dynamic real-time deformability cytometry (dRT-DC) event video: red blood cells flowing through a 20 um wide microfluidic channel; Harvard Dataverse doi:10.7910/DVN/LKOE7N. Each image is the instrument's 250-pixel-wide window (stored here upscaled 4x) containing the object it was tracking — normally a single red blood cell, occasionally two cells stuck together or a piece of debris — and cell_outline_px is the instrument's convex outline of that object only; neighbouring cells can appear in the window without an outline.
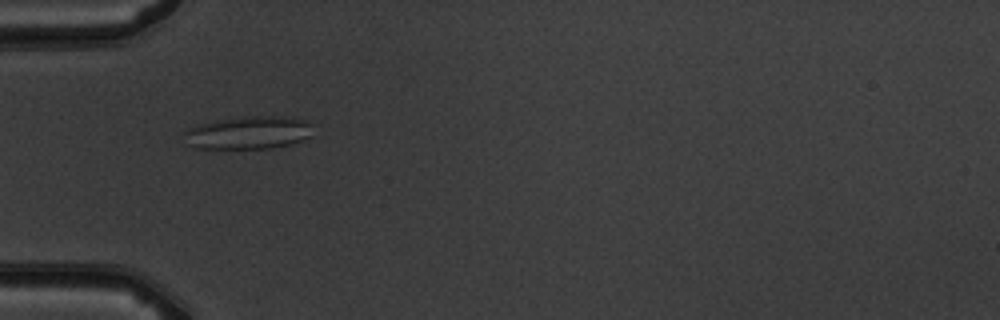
{"species": "common noctule bat (a hibernating species)", "species_latin": "Nyctalus noctula", "temperature_condition": "warm", "stored_images_in_passage": 8, "camera_frame_rate_fps": 3000, "um_per_image_px": 0.085, "animal": {"sex": "male", "body_mass_g": 19.5, "forearm_length_mm": 54.6}, "frame": {"image": 1, "passage_image": 5, "time_ms": 4.667, "image_size_px": [1000, 320], "cell_outline_px": [[312, 136], [292, 144], [272, 148], [196, 148], [188, 144], [184, 132], [200, 124], [212, 120], [240, 116], [292, 116], [304, 120], [308, 124]], "centroid_in_image_um": [21.14, 11.26], "position_along_channel_um": 63.9, "area_um2": 24.68}}
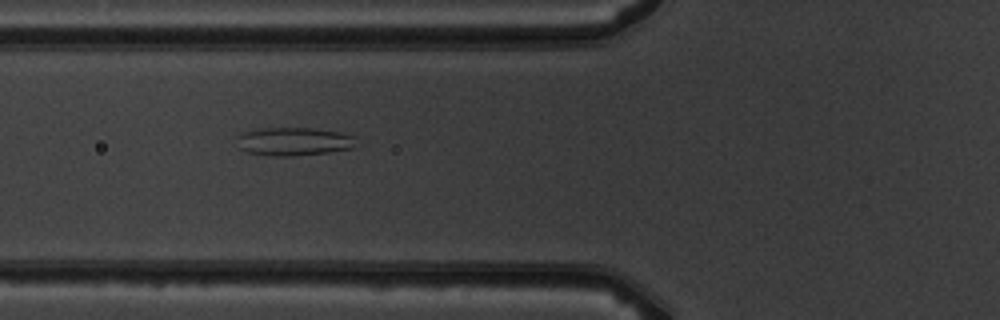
{"frame": {"image": 2, "passage_image": 6, "time_ms": 5.667, "image_size_px": [1000, 320], "cell_outline_px": [[356, 148], [328, 152], [292, 156], [272, 156], [248, 152], [240, 148], [236, 136], [240, 132], [256, 128], [312, 128], [340, 132], [356, 136]], "centroid_in_image_um": [24.98, 12.01], "position_along_channel_um": 100.8, "area_um2": 19.94}}